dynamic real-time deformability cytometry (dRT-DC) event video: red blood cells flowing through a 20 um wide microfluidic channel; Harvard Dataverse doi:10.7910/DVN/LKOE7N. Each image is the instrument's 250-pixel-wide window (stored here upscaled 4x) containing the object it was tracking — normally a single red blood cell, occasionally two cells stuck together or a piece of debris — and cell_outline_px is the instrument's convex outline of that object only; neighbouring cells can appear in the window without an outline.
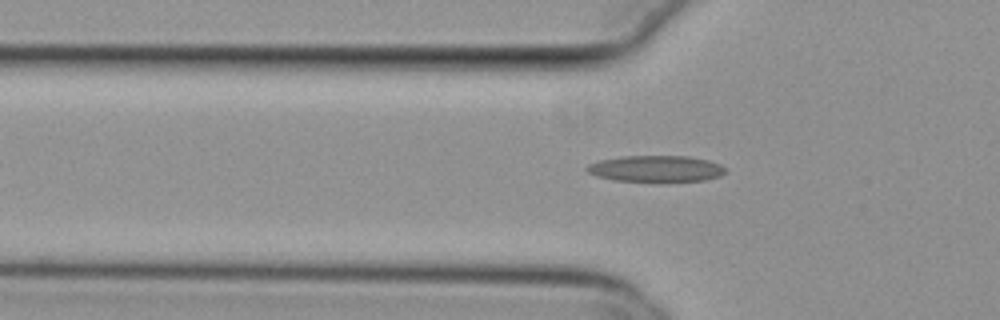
{"species": "common noctule bat (a hibernating species)", "species_latin": "Nyctalus noctula", "temperature_condition": "cold", "stored_images_in_passage": 44, "camera_frame_rate_fps": 3000, "um_per_image_px": 0.085, "animal": {"sex": "female", "body_mass_g": 29.2, "forearm_length_mm": 56.3}, "frame": {"image": 1, "passage_image": 13, "time_ms": 4.0, "image_size_px": [1000, 320], "cell_outline_px": [[724, 172], [720, 176], [704, 180], [612, 180], [596, 176], [588, 172], [584, 168], [588, 164], [600, 160], [620, 156], [688, 156], [708, 160], [720, 164], [724, 168]], "centroid_in_image_um": [55.7, 14.31], "position_along_channel_um": 70.1, "area_um2": 20.81}}
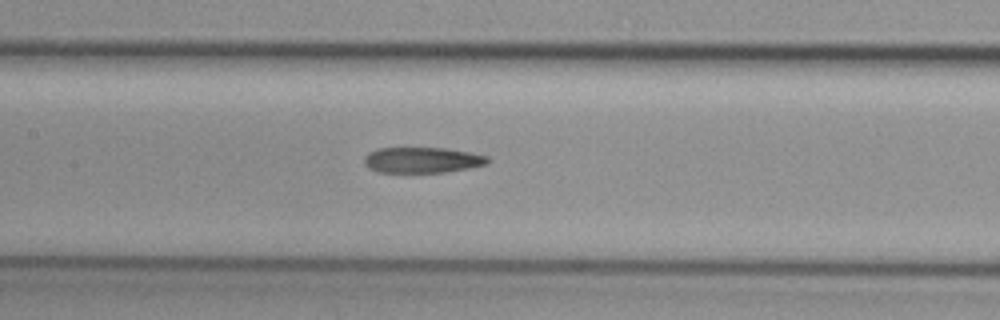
{"frame": {"image": 2, "passage_image": 21, "time_ms": 6.667, "image_size_px": [1000, 320], "cell_outline_px": [[488, 164], [468, 168], [444, 172], [376, 172], [368, 168], [364, 164], [364, 156], [368, 152], [380, 148], [444, 148], [468, 152], [488, 156]], "centroid_in_image_um": [35.85, 13.6], "position_along_channel_um": 171.6, "area_um2": 18.44}}
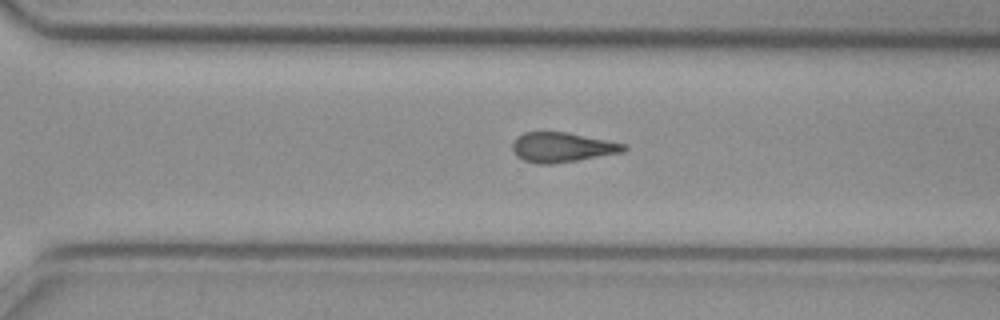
{"frame": {"image": 3, "passage_image": 33, "time_ms": 10.667, "image_size_px": [1000, 320], "cell_outline_px": [[628, 148], [624, 152], [552, 164], [536, 164], [524, 160], [516, 156], [512, 148], [512, 140], [516, 136], [524, 132], [568, 132], [628, 144]], "centroid_in_image_um": [47.77, 12.51], "position_along_channel_um": 322.8, "area_um2": 19.54}, "authors_computed_cell_mechanics": {"area_um2": 19.6809, "velocity_mm_per_s": 3.7926, "shape_relaxation_time_tau1_ms": null, "shape_relaxation_time_tau2_ms": 4.8834, "deformation_change_tau1": null, "deformation_change_tau2": 0.1618}}